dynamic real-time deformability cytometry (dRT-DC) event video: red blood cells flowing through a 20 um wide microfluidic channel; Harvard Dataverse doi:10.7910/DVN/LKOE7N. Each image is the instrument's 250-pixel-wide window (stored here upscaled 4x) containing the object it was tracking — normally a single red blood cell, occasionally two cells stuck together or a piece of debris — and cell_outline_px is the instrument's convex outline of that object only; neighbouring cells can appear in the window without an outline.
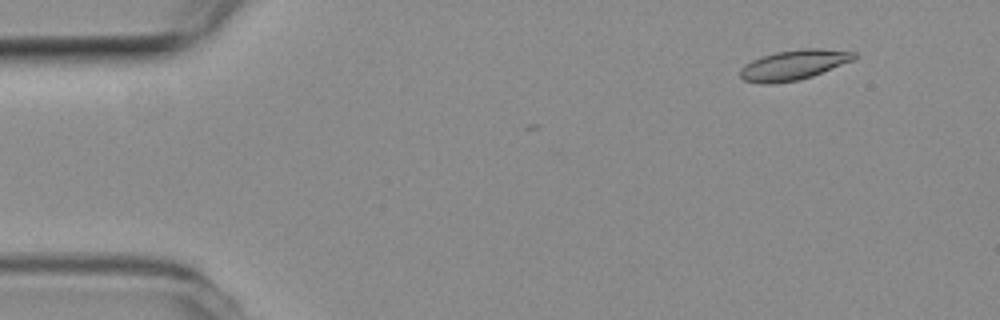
{"species": "common noctule bat (a hibernating species)", "species_latin": "Nyctalus noctula", "temperature_condition": "room temperature", "stored_images_in_passage": 3, "camera_frame_rate_fps": 3000, "um_per_image_px": 0.085, "animal": {"sex": "female", "body_mass_g": 19.3, "forearm_length_mm": 54.1}, "frame": {"image": 1, "passage_image": 1, "time_ms": 0.0, "image_size_px": [1000, 320], "cell_outline_px": [[856, 56], [852, 60], [812, 76], [800, 80], [772, 84], [760, 84], [744, 80], [740, 76], [740, 68], [744, 64], [752, 60], [776, 52], [804, 48], [820, 48], [856, 52]], "centroid_in_image_um": [67.43, 5.52], "position_along_channel_um": 17.6, "area_um2": 19.83}}
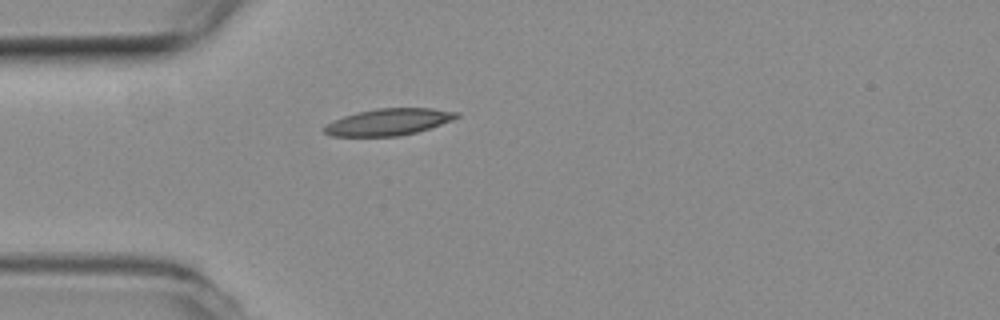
{"frame": {"image": 2, "passage_image": 3, "time_ms": 0.667, "image_size_px": [1000, 320], "cell_outline_px": [[460, 116], [452, 120], [416, 132], [400, 136], [332, 136], [324, 132], [324, 124], [344, 116], [376, 108], [432, 108], [460, 112]], "centroid_in_image_um": [33.03, 10.36], "position_along_channel_um": 52.0, "area_um2": 20.46}}